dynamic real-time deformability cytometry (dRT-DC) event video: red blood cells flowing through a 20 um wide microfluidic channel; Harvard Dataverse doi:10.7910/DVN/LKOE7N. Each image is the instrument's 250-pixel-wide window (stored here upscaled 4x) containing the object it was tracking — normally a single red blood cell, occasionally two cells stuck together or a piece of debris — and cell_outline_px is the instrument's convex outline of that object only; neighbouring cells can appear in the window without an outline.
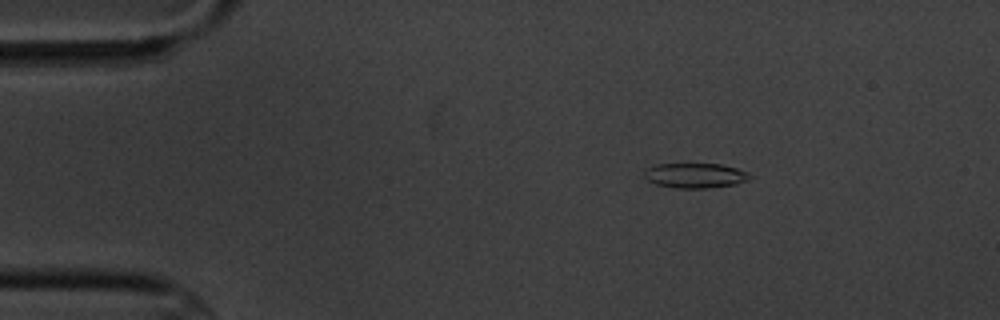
{"species": "common noctule bat (a hibernating species)", "species_latin": "Nyctalus noctula", "temperature_condition": "cold", "stored_images_in_passage": 3, "camera_frame_rate_fps": 3000, "um_per_image_px": 0.085, "animal": {"sex": "male", "body_mass_g": 20.1, "forearm_length_mm": 53.5}, "frame": {"image": 1, "passage_image": 1, "time_ms": 0.0, "image_size_px": [1000, 320], "cell_outline_px": [[752, 176], [748, 180], [736, 184], [708, 188], [676, 188], [656, 184], [648, 180], [644, 176], [644, 168], [656, 164], [720, 164], [736, 168], [748, 172]], "centroid_in_image_um": [59.08, 14.91], "position_along_channel_um": 25.9, "area_um2": 15.37}}